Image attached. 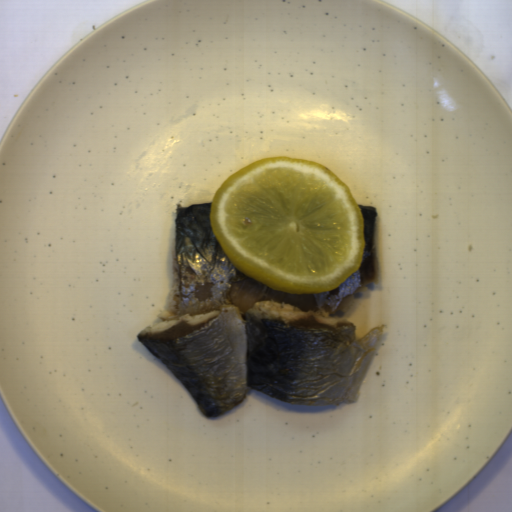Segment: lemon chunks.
Wrapping results in <instances>:
<instances>
[{
    "instance_id": "1",
    "label": "lemon chunks",
    "mask_w": 512,
    "mask_h": 512,
    "mask_svg": "<svg viewBox=\"0 0 512 512\" xmlns=\"http://www.w3.org/2000/svg\"><path fill=\"white\" fill-rule=\"evenodd\" d=\"M360 205L327 166L280 155L230 174L209 219L236 269L273 291L320 294L363 264Z\"/></svg>"
}]
</instances>
